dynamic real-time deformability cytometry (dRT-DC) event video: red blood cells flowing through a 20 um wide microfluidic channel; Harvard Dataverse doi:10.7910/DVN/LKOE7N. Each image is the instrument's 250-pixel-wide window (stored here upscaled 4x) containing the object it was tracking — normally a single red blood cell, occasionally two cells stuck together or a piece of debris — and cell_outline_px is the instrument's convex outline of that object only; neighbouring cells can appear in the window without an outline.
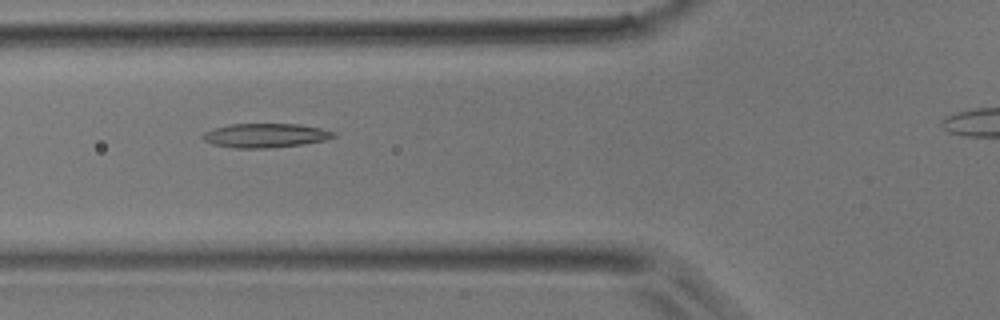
{"species": "common noctule bat (a hibernating species)", "species_latin": "Nyctalus noctula", "temperature_condition": "room temperature", "stored_images_in_passage": 32, "camera_frame_rate_fps": 3000, "um_per_image_px": 0.085, "animal": {"sex": "male", "body_mass_g": 17.9}, "frame": {"image": 1, "passage_image": 9, "time_ms": 2.667, "image_size_px": [1000, 320], "cell_outline_px": [[336, 136], [324, 140], [304, 144], [268, 148], [232, 148], [212, 144], [204, 140], [200, 136], [204, 132], [216, 128], [232, 124], [300, 124], [320, 128], [332, 132]], "centroid_in_image_um": [22.52, 11.52], "position_along_channel_um": 103.3, "area_um2": 18.26}}
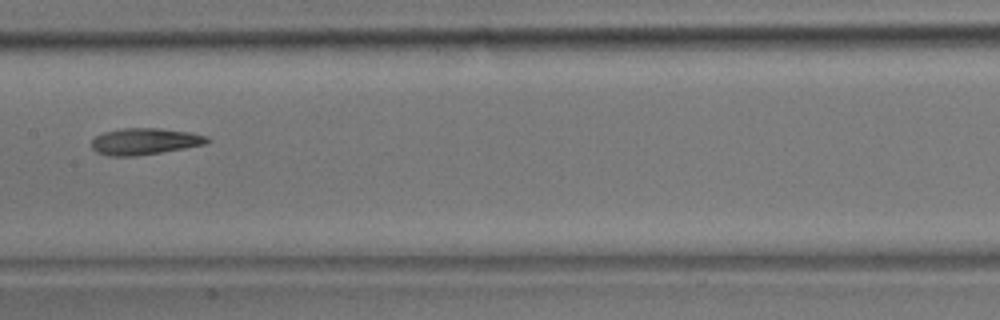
{"frame": {"image": 2, "passage_image": 15, "time_ms": 4.667, "image_size_px": [1000, 320], "cell_outline_px": [[212, 140], [204, 144], [184, 148], [136, 156], [108, 156], [96, 152], [92, 148], [92, 140], [96, 136], [104, 132], [124, 128], [160, 128], [192, 132], [208, 136]], "centroid_in_image_um": [12.31, 12.01], "position_along_channel_um": 195.1, "area_um2": 17.92}}
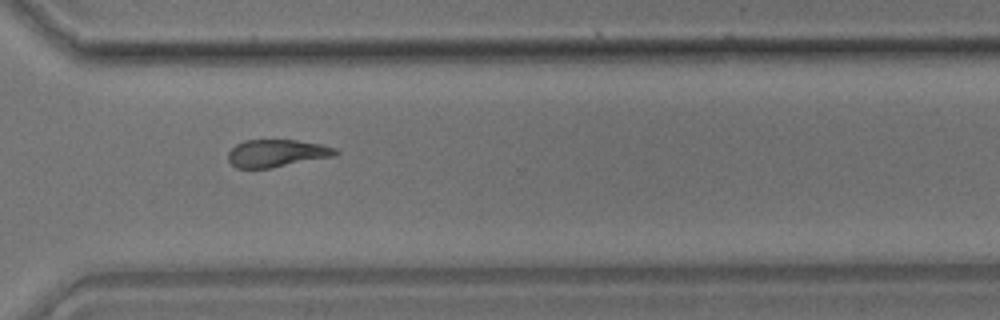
{"frame": {"image": 3, "passage_image": 25, "time_ms": 8.0, "image_size_px": [1000, 320], "cell_outline_px": [[340, 152], [336, 156], [268, 168], [236, 168], [228, 160], [228, 152], [236, 144], [244, 140], [296, 140], [320, 144], [336, 148]], "centroid_in_image_um": [23.53, 13.02], "position_along_channel_um": 347.1, "area_um2": 17.17}}